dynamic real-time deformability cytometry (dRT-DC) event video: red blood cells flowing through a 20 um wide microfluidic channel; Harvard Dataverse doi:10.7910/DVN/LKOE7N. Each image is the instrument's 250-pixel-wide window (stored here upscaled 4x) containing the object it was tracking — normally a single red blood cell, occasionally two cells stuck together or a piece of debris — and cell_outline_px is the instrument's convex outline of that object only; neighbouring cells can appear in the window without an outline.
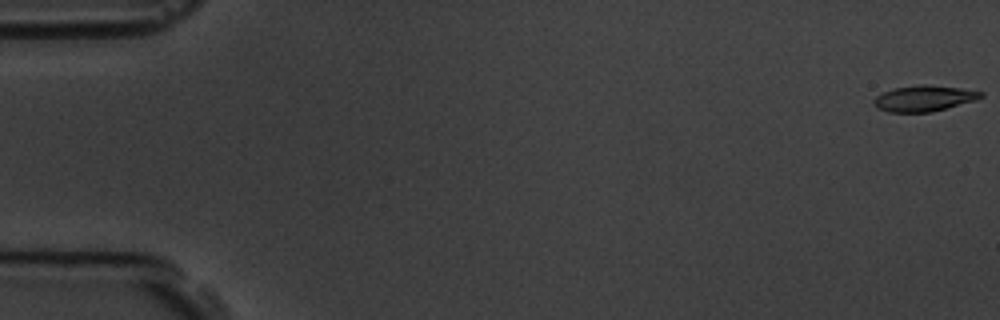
{"species": "common noctule bat (a hibernating species)", "species_latin": "Nyctalus noctula", "temperature_condition": "room temperature", "stored_images_in_passage": 6, "segment_of_instrument_passage": [1, 2], "camera_frame_rate_fps": 3000, "um_per_image_px": 0.085, "animal": {"sex": "male", "body_mass_g": 19.5, "forearm_length_mm": 54.6}, "frame": {"image": 1, "passage_image": 1, "time_ms": 0.0, "image_size_px": [1000, 320], "cell_outline_px": [[984, 96], [976, 100], [932, 112], [888, 112], [876, 108], [872, 100], [876, 96], [884, 92], [896, 88], [920, 84], [924, 84], [960, 88], [984, 92]], "centroid_in_image_um": [78.54, 8.37], "position_along_channel_um": 6.5, "area_um2": 16.13}}
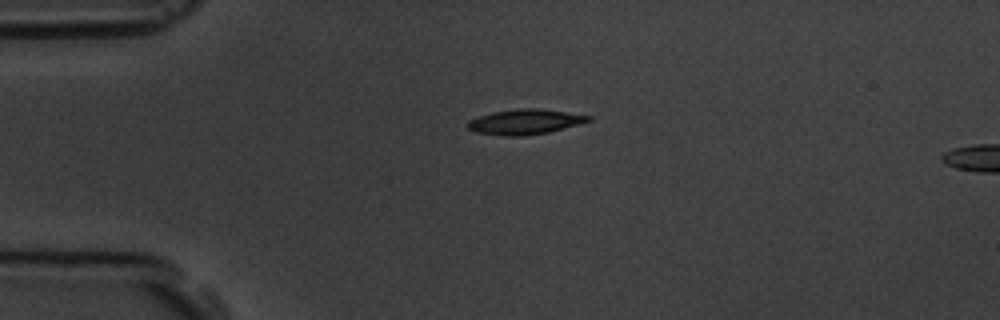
{"frame": {"image": 2, "passage_image": 4, "time_ms": 4.333, "image_size_px": [1000, 320], "cell_outline_px": [[592, 120], [580, 124], [548, 132], [524, 136], [504, 136], [476, 132], [468, 128], [468, 120], [492, 112], [520, 108], [536, 108], [592, 116]], "centroid_in_image_um": [44.62, 10.36], "position_along_channel_um": 40.4, "area_um2": 17.51}}